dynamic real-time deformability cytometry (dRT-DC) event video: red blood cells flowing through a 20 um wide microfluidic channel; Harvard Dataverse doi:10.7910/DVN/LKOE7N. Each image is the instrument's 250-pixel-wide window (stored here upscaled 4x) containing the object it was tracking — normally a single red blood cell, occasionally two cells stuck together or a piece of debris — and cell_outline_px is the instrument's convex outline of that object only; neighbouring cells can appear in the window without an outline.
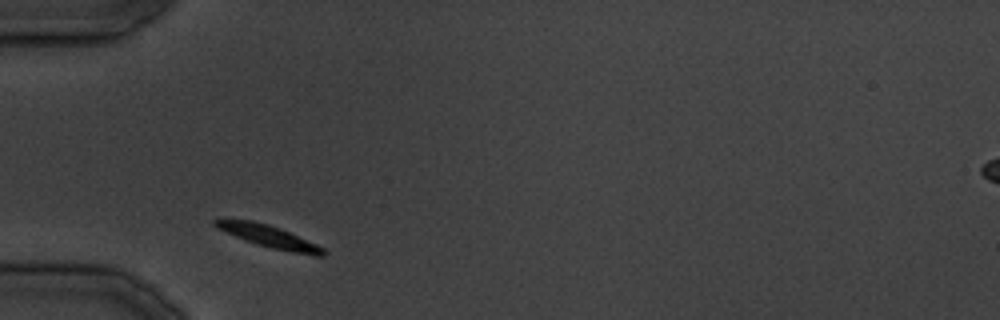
{"species": "common noctule bat (a hibernating species)", "species_latin": "Nyctalus noctula", "temperature_condition": "cold", "stored_images_in_passage": 27, "camera_frame_rate_fps": 3000, "um_per_image_px": 0.085, "animal": {"sex": "male", "body_mass_g": 19.5, "forearm_length_mm": 54.6}, "frame": {"image": 1, "passage_image": 1, "time_ms": 0.0, "image_size_px": [1000, 320], "cell_outline_px": [[328, 252], [324, 256], [316, 256], [292, 252], [272, 248], [256, 244], [216, 228], [212, 224], [212, 220], [224, 216], [252, 220], [268, 224], [280, 228], [316, 244], [324, 248]], "centroid_in_image_um": [22.76, 20.05], "position_along_channel_um": 62.2, "area_um2": 14.39}}
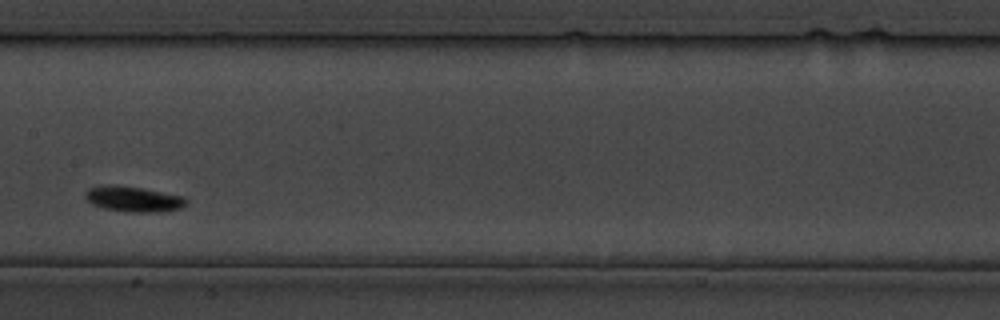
{"frame": {"image": 2, "passage_image": 9, "time_ms": 9.667, "image_size_px": [1000, 320], "cell_outline_px": [[188, 200], [180, 208], [160, 212], [128, 212], [104, 208], [92, 204], [84, 196], [84, 192], [88, 188], [100, 184], [140, 188], [184, 196]], "centroid_in_image_um": [11.3, 16.92], "position_along_channel_um": 196.1, "area_um2": 14.85}}
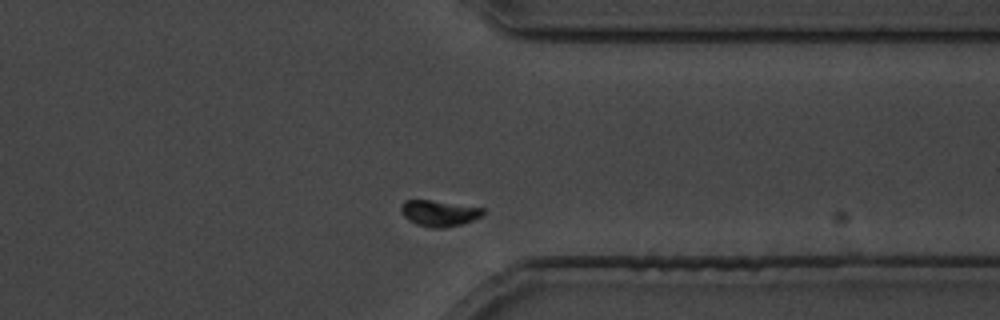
{"frame": {"image": 3, "passage_image": 19, "time_ms": 22.0, "image_size_px": [1000, 320], "cell_outline_px": [[484, 216], [460, 224], [444, 228], [432, 228], [416, 224], [408, 220], [400, 212], [400, 208], [404, 200], [432, 200], [484, 208]], "centroid_in_image_um": [37.31, 18.12], "position_along_channel_um": 374.1, "area_um2": 12.48}}